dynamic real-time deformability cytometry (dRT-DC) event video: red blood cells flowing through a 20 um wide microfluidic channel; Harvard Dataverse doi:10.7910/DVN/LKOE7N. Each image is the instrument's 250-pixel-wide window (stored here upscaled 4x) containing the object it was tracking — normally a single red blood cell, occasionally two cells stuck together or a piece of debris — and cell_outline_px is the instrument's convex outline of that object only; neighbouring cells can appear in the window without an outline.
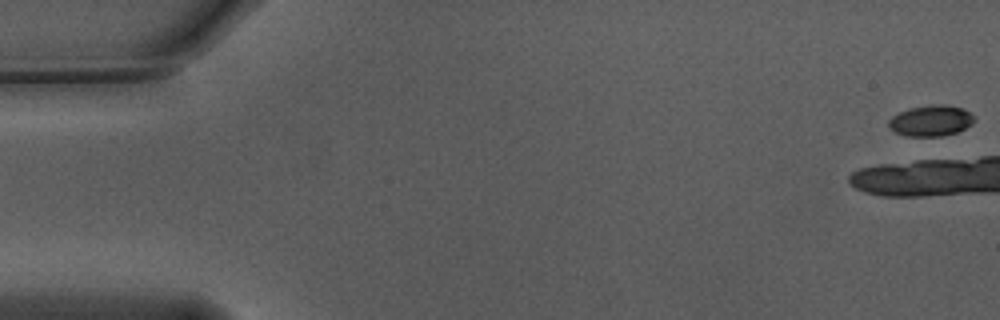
{"species": "Egyptian fruit bat (a non-hibernating species)", "species_latin": "Rousettus aegyptiacus", "temperature_condition": "warm", "stored_images_in_passage": 3, "camera_frame_rate_fps": 3000, "um_per_image_px": 0.085, "animal": {"sex": "male"}, "frame": {"image": 1, "passage_image": 1, "time_ms": 0.0, "image_size_px": [1000, 320], "cell_outline_px": [[976, 120], [972, 124], [956, 132], [944, 136], [908, 136], [896, 132], [888, 128], [888, 120], [892, 116], [900, 112], [912, 108], [936, 104], [944, 104], [964, 108]], "centroid_in_image_um": [79.13, 10.26], "position_along_channel_um": 5.9, "area_um2": 15.32}}